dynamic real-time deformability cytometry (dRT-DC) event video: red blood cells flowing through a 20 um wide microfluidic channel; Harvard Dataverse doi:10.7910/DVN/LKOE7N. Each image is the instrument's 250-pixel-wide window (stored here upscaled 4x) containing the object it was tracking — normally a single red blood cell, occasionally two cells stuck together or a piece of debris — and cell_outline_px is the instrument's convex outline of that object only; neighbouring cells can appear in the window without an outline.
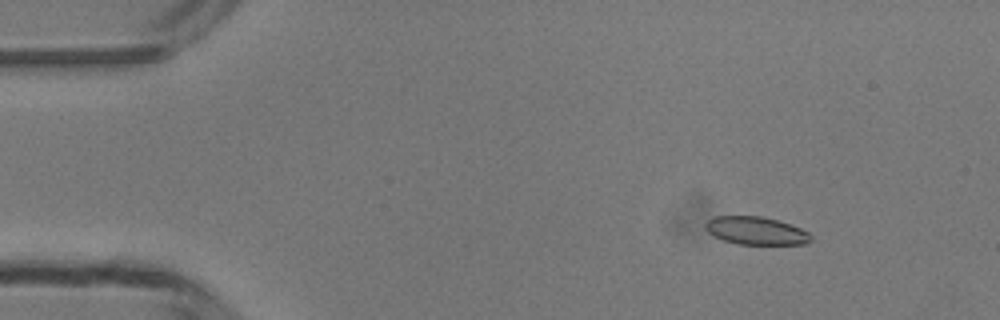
{"species": "common noctule bat (a hibernating species)", "species_latin": "Nyctalus noctula", "temperature_condition": "room temperature", "stored_images_in_passage": 44, "camera_frame_rate_fps": 3000, "um_per_image_px": 0.085, "animal": {"sex": "male", "body_mass_g": 13.3}, "frame": {"image": 1, "passage_image": 1, "time_ms": 0.0, "image_size_px": [1000, 320], "cell_outline_px": [[812, 240], [804, 244], [736, 244], [724, 240], [708, 232], [704, 228], [704, 224], [712, 216], [760, 216], [792, 224], [808, 232], [812, 236]], "centroid_in_image_um": [64.25, 19.6], "position_along_channel_um": 20.7, "area_um2": 17.17}}
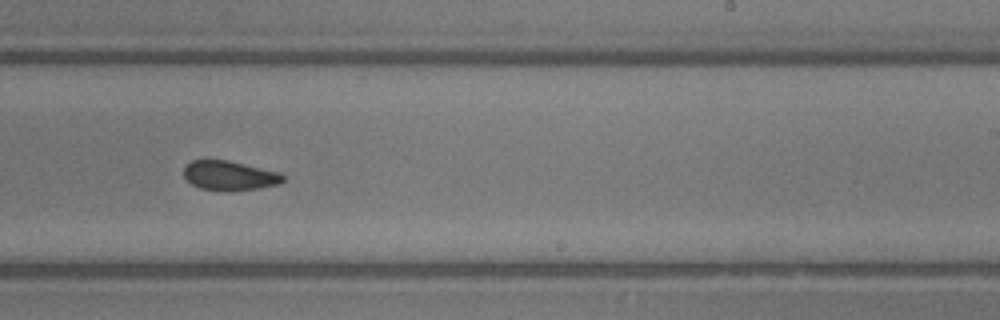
{"frame": {"image": 2, "passage_image": 25, "time_ms": 8.0, "image_size_px": [1000, 320], "cell_outline_px": [[284, 180], [276, 184], [260, 188], [232, 192], [228, 192], [200, 188], [192, 184], [184, 176], [184, 164], [192, 160], [228, 160], [280, 172], [284, 176]], "centroid_in_image_um": [19.49, 14.93], "position_along_channel_um": 269.5, "area_um2": 17.22}}
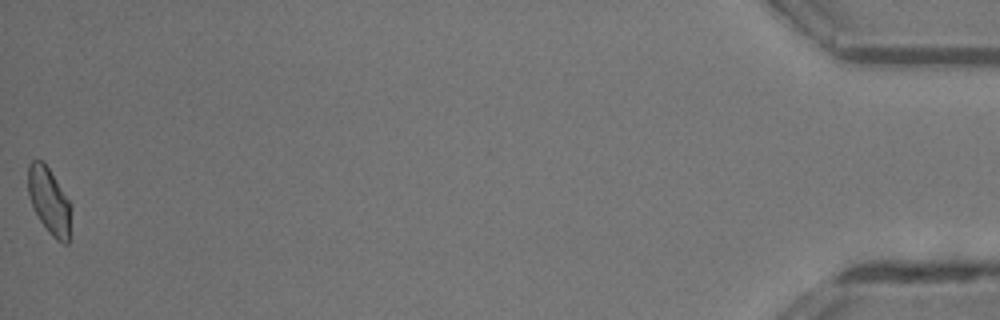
{"frame": {"image": 3, "passage_image": 44, "time_ms": 14.333, "image_size_px": [1000, 320], "cell_outline_px": [[72, 208], [68, 244], [64, 244], [56, 240], [48, 232], [40, 220], [32, 204], [28, 192], [28, 164], [32, 160], [44, 160], [72, 204]], "centroid_in_image_um": [4.21, 17.07], "position_along_channel_um": 431.0, "area_um2": 16.88}, "authors_computed_cell_mechanics": {"area_um2": 17.7157, "velocity_mm_per_s": 4.187, "shape_relaxation_time_tau1_ms": null, "shape_relaxation_time_tau2_ms": 1.4329, "deformation_change_tau1": null, "deformation_change_tau2": 0.0707}}